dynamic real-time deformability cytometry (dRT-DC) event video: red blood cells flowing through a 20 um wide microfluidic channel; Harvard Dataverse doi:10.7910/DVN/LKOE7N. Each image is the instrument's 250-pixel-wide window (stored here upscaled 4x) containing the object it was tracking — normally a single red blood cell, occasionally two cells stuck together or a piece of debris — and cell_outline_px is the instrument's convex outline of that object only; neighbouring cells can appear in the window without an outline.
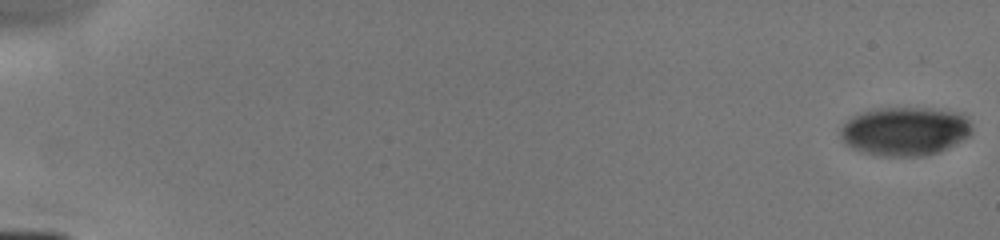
{"species": "human", "species_latin": "Homo sapiens", "temperature_condition": "cold", "stored_images_in_passage": 8, "camera_frame_rate_fps": 3000, "um_per_image_px": 0.085, "donor": {"sex": "male"}, "frame": {"image": 1, "passage_image": 1, "time_ms": 0.0, "image_size_px": [1000, 240], "cell_outline_px": [[972, 132], [968, 136], [936, 152], [924, 156], [880, 156], [860, 152], [844, 144], [840, 136], [840, 128], [848, 120], [864, 112], [880, 108], [928, 108], [948, 112], [964, 116], [968, 120], [972, 128]], "centroid_in_image_um": [76.85, 11.17], "position_along_channel_um": 8.2, "area_um2": 36.7}}
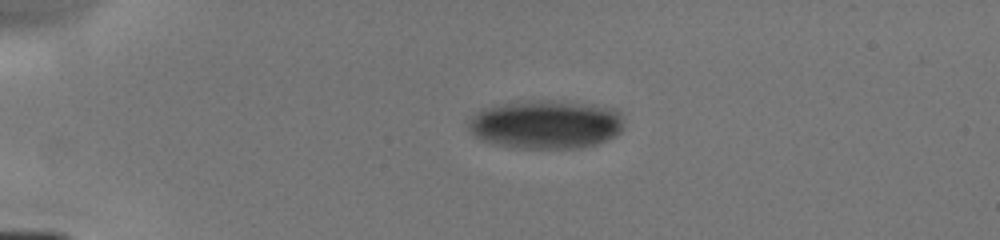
{"frame": {"image": 2, "passage_image": 5, "time_ms": 4.0, "image_size_px": [1000, 240], "cell_outline_px": [[624, 128], [616, 136], [596, 144], [580, 148], [516, 148], [480, 140], [468, 132], [468, 124], [472, 116], [476, 112], [484, 108], [500, 104], [544, 100], [616, 108], [620, 112], [624, 124]], "centroid_in_image_um": [46.4, 10.6], "position_along_channel_um": 38.6, "area_um2": 43.93}}
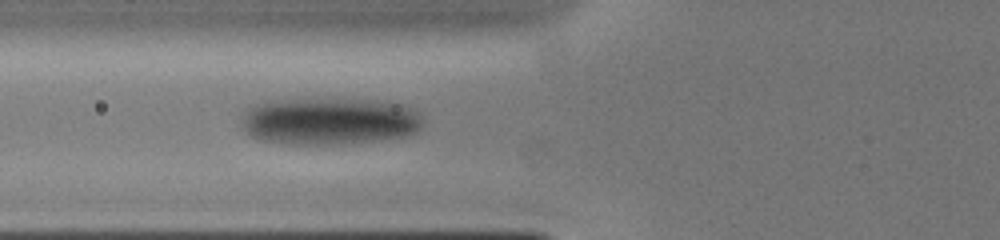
{"frame": {"image": 3, "passage_image": 8, "time_ms": 6.667, "image_size_px": [1000, 240], "cell_outline_px": [[420, 128], [416, 132], [404, 136], [376, 140], [332, 144], [288, 144], [260, 140], [252, 136], [240, 128], [244, 116], [256, 104], [272, 100], [376, 100], [404, 104], [412, 108], [420, 116]], "centroid_in_image_um": [27.99, 10.31], "position_along_channel_um": 97.8, "area_um2": 49.13}}